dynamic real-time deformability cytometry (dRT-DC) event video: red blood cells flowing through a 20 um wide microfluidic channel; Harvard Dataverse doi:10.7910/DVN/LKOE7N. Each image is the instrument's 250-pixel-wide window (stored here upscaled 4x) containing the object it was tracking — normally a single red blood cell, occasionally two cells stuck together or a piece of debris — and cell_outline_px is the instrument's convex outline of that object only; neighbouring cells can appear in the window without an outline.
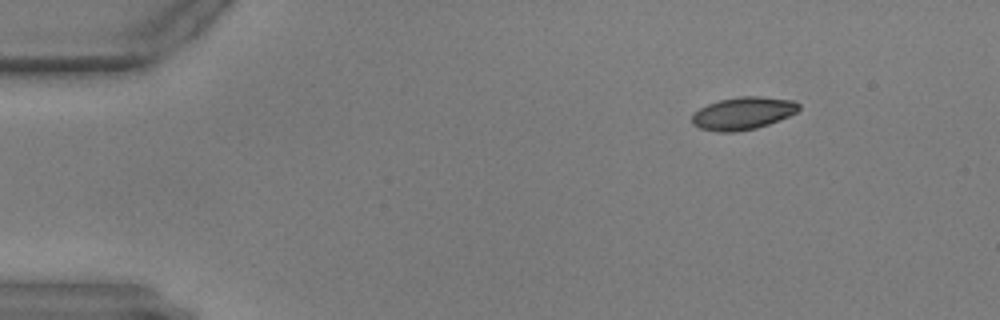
{"species": "common noctule bat (a hibernating species)", "species_latin": "Nyctalus noctula", "temperature_condition": "warm", "stored_images_in_passage": 52, "camera_frame_rate_fps": 3000, "um_per_image_px": 0.085, "animal": {"sex": "male", "body_mass_g": 17.9, "forearm_length_mm": 54.2}, "frame": {"image": 1, "passage_image": 1, "time_ms": 0.0, "image_size_px": [1000, 320], "cell_outline_px": [[800, 108], [796, 112], [788, 116], [768, 124], [756, 128], [732, 132], [720, 132], [700, 128], [692, 124], [692, 112], [708, 104], [720, 100], [740, 96], [760, 96], [792, 100], [800, 104]], "centroid_in_image_um": [63.14, 9.62], "position_along_channel_um": 21.9, "area_um2": 20.17}}
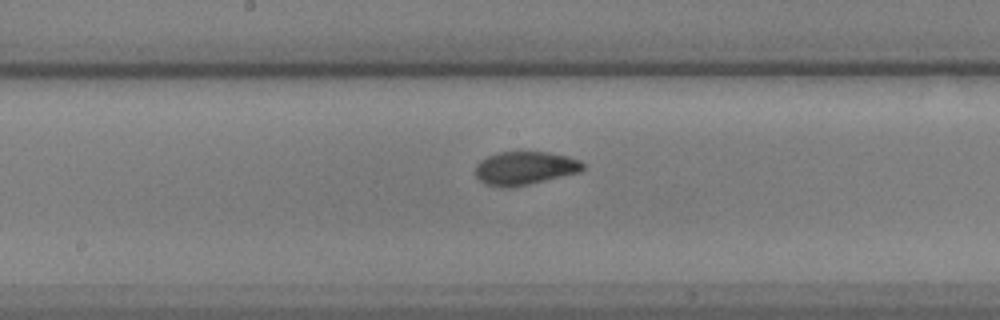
{"frame": {"image": 2, "passage_image": 24, "time_ms": 7.667, "image_size_px": [1000, 320], "cell_outline_px": [[584, 168], [580, 172], [512, 188], [500, 188], [484, 184], [476, 176], [476, 164], [480, 160], [488, 156], [500, 152], [548, 152], [568, 156], [580, 160], [584, 164]], "centroid_in_image_um": [44.6, 14.3], "position_along_channel_um": 203.6, "area_um2": 21.04}}
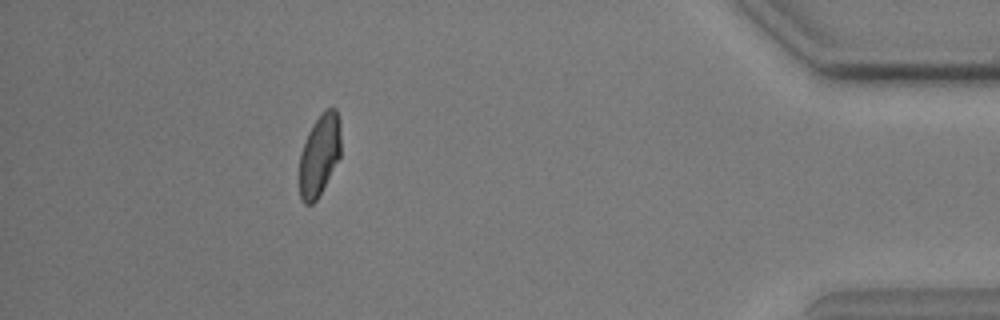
{"frame": {"image": 3, "passage_image": 46, "time_ms": 15.0, "image_size_px": [1000, 320], "cell_outline_px": [[340, 156], [316, 200], [312, 204], [304, 204], [300, 200], [300, 152], [308, 132], [312, 124], [328, 108], [336, 108], [340, 124]], "centroid_in_image_um": [27.14, 13.18], "position_along_channel_um": 408.1, "area_um2": 19.42}}